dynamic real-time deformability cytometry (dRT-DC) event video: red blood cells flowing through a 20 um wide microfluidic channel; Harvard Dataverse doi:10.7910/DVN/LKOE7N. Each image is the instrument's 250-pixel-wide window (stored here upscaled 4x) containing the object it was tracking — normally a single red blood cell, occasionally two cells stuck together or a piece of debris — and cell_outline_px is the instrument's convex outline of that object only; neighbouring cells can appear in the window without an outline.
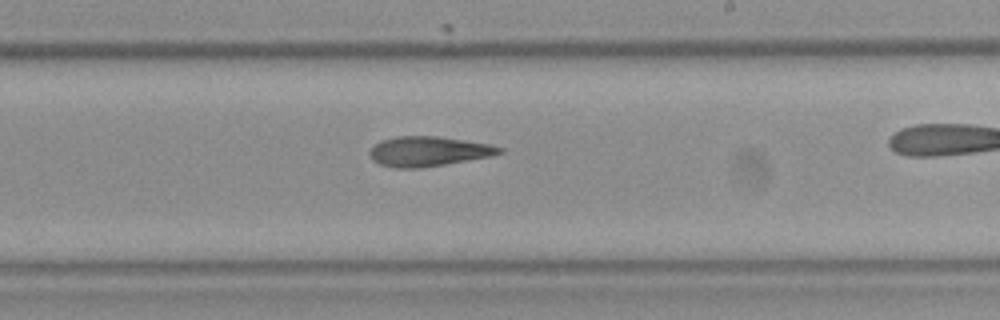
{"species": "Egyptian fruit bat (a non-hibernating species)", "species_latin": "Rousettus aegyptiacus", "temperature_condition": "room temperature", "stored_images_in_passage": 26, "camera_frame_rate_fps": 3000, "um_per_image_px": 0.085, "frame": {"image": 1, "passage_image": 19, "time_ms": 6.0, "image_size_px": [1000, 320], "cell_outline_px": [[504, 152], [492, 156], [420, 168], [396, 168], [380, 164], [372, 160], [368, 152], [380, 140], [396, 136], [440, 136], [488, 144], [504, 148]], "centroid_in_image_um": [36.41, 12.86], "position_along_channel_um": 252.6, "area_um2": 22.54}}